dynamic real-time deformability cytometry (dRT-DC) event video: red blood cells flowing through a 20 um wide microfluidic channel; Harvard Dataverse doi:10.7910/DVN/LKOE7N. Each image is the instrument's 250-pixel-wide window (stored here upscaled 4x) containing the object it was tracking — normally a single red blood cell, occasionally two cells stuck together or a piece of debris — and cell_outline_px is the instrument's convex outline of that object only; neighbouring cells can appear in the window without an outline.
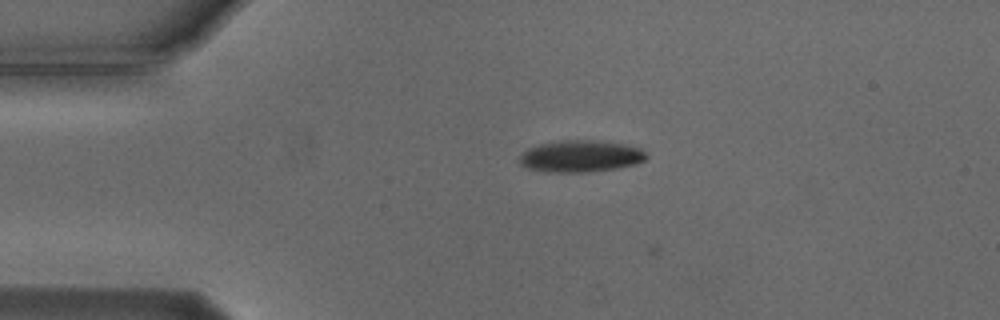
{"species": "Egyptian fruit bat (a non-hibernating species)", "species_latin": "Rousettus aegyptiacus", "temperature_condition": "cold", "stored_images_in_passage": 2, "camera_frame_rate_fps": 3000, "um_per_image_px": 0.085, "animal": {"sex": "male"}, "frame": {"image": 1, "passage_image": 1, "time_ms": 0.0, "image_size_px": [1000, 320], "cell_outline_px": [[648, 156], [644, 160], [636, 164], [616, 168], [584, 172], [548, 172], [528, 168], [520, 164], [520, 156], [528, 148], [540, 144], [560, 140], [592, 140], [624, 144], [640, 148]], "centroid_in_image_um": [49.35, 13.27], "position_along_channel_um": 35.7, "area_um2": 23.29}}